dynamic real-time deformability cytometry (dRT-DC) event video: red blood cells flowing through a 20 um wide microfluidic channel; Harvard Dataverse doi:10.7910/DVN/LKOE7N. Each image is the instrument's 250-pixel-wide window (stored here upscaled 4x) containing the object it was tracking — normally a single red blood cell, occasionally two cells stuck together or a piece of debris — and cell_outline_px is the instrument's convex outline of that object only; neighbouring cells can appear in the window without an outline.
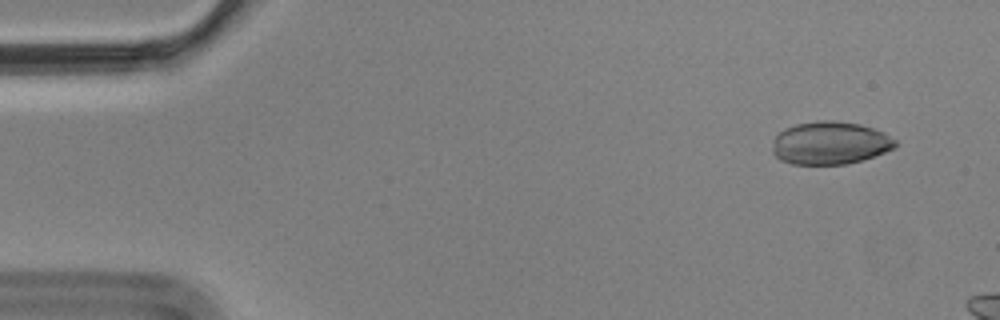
{"species": "Egyptian fruit bat (a non-hibernating species)", "species_latin": "Rousettus aegyptiacus", "temperature_condition": "cold", "stored_images_in_passage": 3, "camera_frame_rate_fps": 3000, "um_per_image_px": 0.085, "animal": {"sex": "male"}, "frame": {"image": 1, "passage_image": 1, "time_ms": 0.0, "image_size_px": [1000, 320], "cell_outline_px": [[896, 148], [864, 160], [848, 164], [792, 164], [780, 160], [772, 152], [772, 148], [776, 136], [784, 128], [796, 124], [816, 120], [832, 120], [860, 124], [884, 132], [896, 140]], "centroid_in_image_um": [70.57, 12.16], "position_along_channel_um": 14.4, "area_um2": 30.92}}